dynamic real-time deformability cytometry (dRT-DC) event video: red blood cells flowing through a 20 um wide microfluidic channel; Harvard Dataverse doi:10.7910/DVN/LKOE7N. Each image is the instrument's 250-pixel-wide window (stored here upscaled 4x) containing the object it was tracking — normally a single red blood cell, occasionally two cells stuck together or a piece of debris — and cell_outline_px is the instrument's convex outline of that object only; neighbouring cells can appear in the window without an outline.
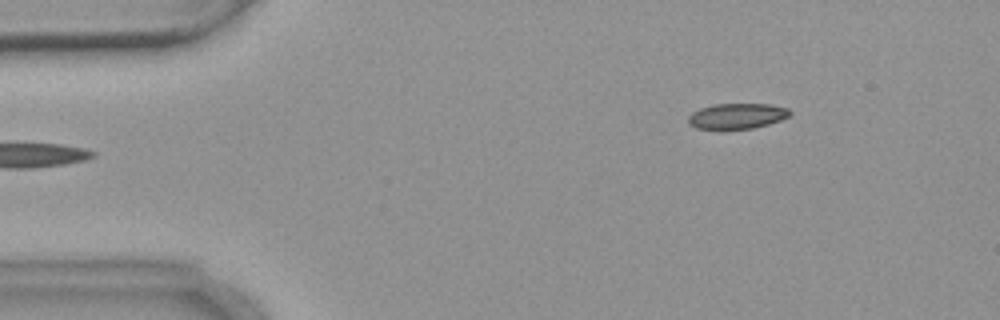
{"species": "common noctule bat (a hibernating species)", "species_latin": "Nyctalus noctula", "temperature_condition": "warm", "stored_images_in_passage": 5, "camera_frame_rate_fps": 3000, "um_per_image_px": 0.085, "animal": {"sex": "female", "body_mass_g": 18.4}, "frame": {"image": 1, "passage_image": 5, "time_ms": 5.0, "image_size_px": [1000, 320], "cell_outline_px": [[792, 112], [788, 116], [780, 120], [768, 124], [752, 128], [724, 132], [696, 128], [688, 124], [688, 116], [692, 112], [700, 108], [716, 104], [768, 104], [788, 108]], "centroid_in_image_um": [62.58, 9.91], "position_along_channel_um": 22.4, "area_um2": 15.66}}